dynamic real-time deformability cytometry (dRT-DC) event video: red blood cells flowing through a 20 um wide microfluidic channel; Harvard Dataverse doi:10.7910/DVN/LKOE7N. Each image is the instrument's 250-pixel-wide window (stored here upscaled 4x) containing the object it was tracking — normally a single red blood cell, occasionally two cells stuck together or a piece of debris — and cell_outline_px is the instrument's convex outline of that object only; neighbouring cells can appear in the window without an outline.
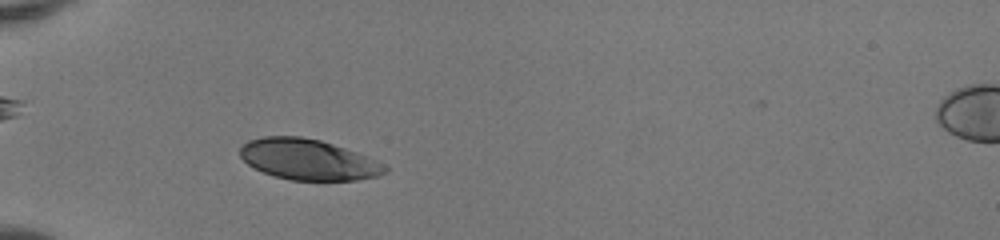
{"species": "human", "species_latin": "Homo sapiens", "temperature_condition": "room temperature", "stored_images_in_passage": 34, "camera_frame_rate_fps": 3000, "um_per_image_px": 0.085, "donor": {"sex": "female"}, "frame": {"image": 1, "passage_image": 1, "time_ms": 0.0, "image_size_px": [1000, 240], "cell_outline_px": [[388, 172], [380, 176], [356, 180], [292, 180], [276, 176], [264, 172], [248, 164], [240, 156], [240, 148], [248, 140], [264, 136], [300, 136], [320, 140], [356, 152], [376, 160], [384, 164], [388, 168]], "centroid_in_image_um": [26.22, 13.56], "position_along_channel_um": 58.8, "area_um2": 34.22}}
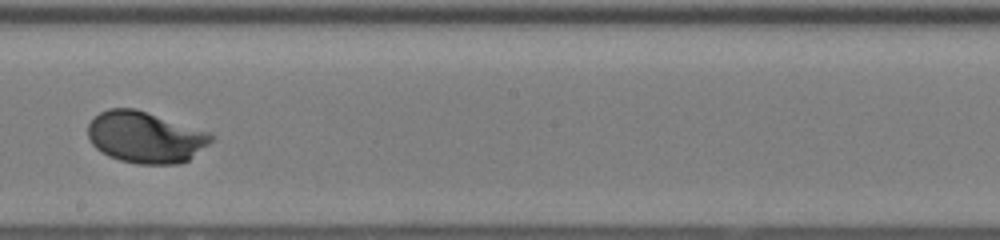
{"frame": {"image": 2, "passage_image": 15, "time_ms": 4.667, "image_size_px": [1000, 240], "cell_outline_px": [[212, 140], [208, 144], [188, 160], [180, 164], [136, 164], [120, 160], [108, 156], [100, 152], [92, 144], [88, 136], [88, 124], [100, 112], [108, 108], [136, 108], [212, 132]], "centroid_in_image_um": [12.36, 11.66], "position_along_channel_um": 235.8, "area_um2": 37.17}}
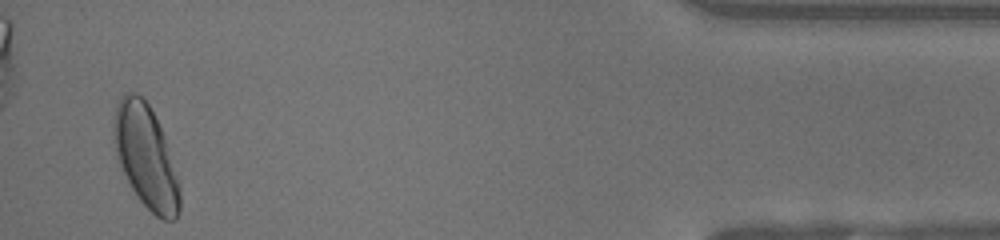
{"frame": {"image": 3, "passage_image": 33, "time_ms": 10.667, "image_size_px": [1000, 240], "cell_outline_px": [[180, 212], [176, 220], [164, 220], [156, 216], [140, 200], [132, 188], [120, 164], [116, 152], [112, 128], [112, 124], [116, 104], [120, 96], [124, 92], [136, 92], [148, 104], [164, 136], [180, 180]], "centroid_in_image_um": [12.41, 13.31], "position_along_channel_um": 422.8, "area_um2": 39.54}, "authors_computed_cell_mechanics": {"area_um2": 36.4718, "velocity_mm_per_s": 4.1197, "shape_relaxation_time_tau1_ms": 2.2166, "shape_relaxation_time_tau2_ms": null, "deformation_change_tau1": 0.1611, "deformation_change_tau2": null}}